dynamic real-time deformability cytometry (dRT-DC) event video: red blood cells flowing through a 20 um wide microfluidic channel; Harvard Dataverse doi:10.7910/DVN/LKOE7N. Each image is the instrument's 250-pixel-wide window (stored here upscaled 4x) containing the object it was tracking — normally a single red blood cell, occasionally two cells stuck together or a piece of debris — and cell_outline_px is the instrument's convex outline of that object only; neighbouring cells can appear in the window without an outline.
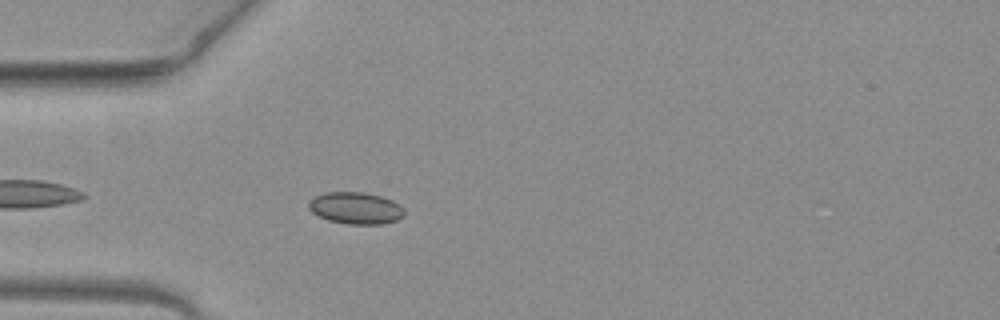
{"species": "common noctule bat (a hibernating species)", "species_latin": "Nyctalus noctula", "temperature_condition": "warm", "stored_images_in_passage": 42, "camera_frame_rate_fps": 3000, "um_per_image_px": 0.085, "animal": {"sex": "female", "body_mass_g": 19.3, "forearm_length_mm": 54.1}, "frame": {"image": 1, "passage_image": 5, "time_ms": 1.333, "image_size_px": [1000, 320], "cell_outline_px": [[404, 216], [396, 220], [384, 224], [348, 224], [328, 220], [312, 212], [308, 208], [308, 200], [316, 196], [328, 192], [364, 192], [380, 196], [392, 200], [404, 208]], "centroid_in_image_um": [30.23, 17.69], "position_along_channel_um": 54.8, "area_um2": 17.74}}
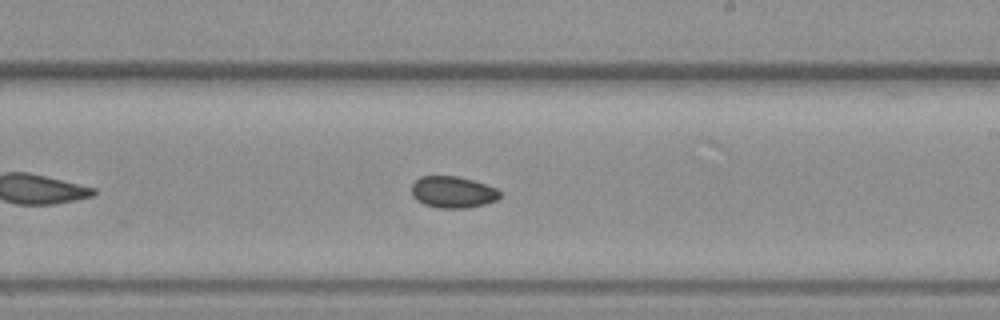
{"frame": {"image": 2, "passage_image": 20, "time_ms": 6.333, "image_size_px": [1000, 320], "cell_outline_px": [[500, 196], [496, 200], [484, 204], [468, 208], [440, 208], [424, 204], [416, 200], [412, 196], [412, 184], [420, 176], [456, 176], [472, 180], [496, 188], [500, 192]], "centroid_in_image_um": [38.47, 16.33], "position_along_channel_um": 250.5, "area_um2": 16.18}}
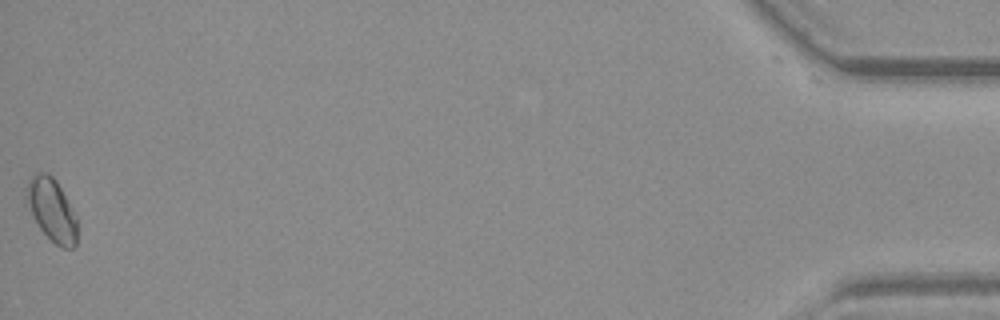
{"frame": {"image": 3, "passage_image": 41, "time_ms": 13.333, "image_size_px": [1000, 320], "cell_outline_px": [[76, 244], [72, 248], [60, 248], [40, 228], [24, 204], [24, 196], [28, 180], [36, 172], [48, 172], [56, 180], [76, 216]], "centroid_in_image_um": [4.34, 17.8], "position_along_channel_um": 430.9, "area_um2": 18.67}}